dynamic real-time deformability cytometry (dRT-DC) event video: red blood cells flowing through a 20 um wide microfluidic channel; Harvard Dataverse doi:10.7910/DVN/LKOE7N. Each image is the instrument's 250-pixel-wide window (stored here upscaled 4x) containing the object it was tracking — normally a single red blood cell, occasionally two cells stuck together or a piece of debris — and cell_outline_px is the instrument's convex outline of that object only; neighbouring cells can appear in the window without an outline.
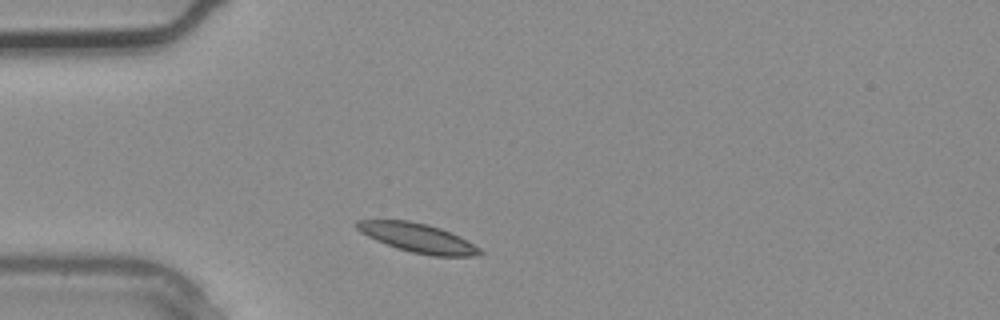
{"species": "common noctule bat (a hibernating species)", "species_latin": "Nyctalus noctula", "temperature_condition": "warm", "stored_images_in_passage": 1, "camera_frame_rate_fps": 3000, "um_per_image_px": 0.085, "animal": {"sex": "male", "body_mass_g": 20.4}, "frame": {"image": 1, "passage_image": 1, "time_ms": 0.0, "image_size_px": [1000, 320], "cell_outline_px": [[484, 252], [480, 256], [432, 256], [412, 252], [396, 248], [376, 240], [360, 232], [356, 228], [356, 220], [408, 220], [428, 224], [452, 232], [460, 236], [480, 248]], "centroid_in_image_um": [35.54, 20.22], "position_along_channel_um": 49.5, "area_um2": 20.92}}